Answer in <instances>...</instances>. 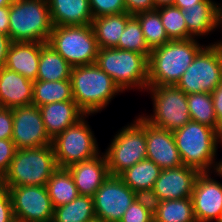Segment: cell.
Wrapping results in <instances>:
<instances>
[{
    "instance_id": "6da1fadb",
    "label": "cell",
    "mask_w": 222,
    "mask_h": 222,
    "mask_svg": "<svg viewBox=\"0 0 222 222\" xmlns=\"http://www.w3.org/2000/svg\"><path fill=\"white\" fill-rule=\"evenodd\" d=\"M206 46L198 39L170 40L151 50L148 86L176 85L196 55Z\"/></svg>"
},
{
    "instance_id": "7a4b0ae2",
    "label": "cell",
    "mask_w": 222,
    "mask_h": 222,
    "mask_svg": "<svg viewBox=\"0 0 222 222\" xmlns=\"http://www.w3.org/2000/svg\"><path fill=\"white\" fill-rule=\"evenodd\" d=\"M70 80L73 100L86 115L102 112L116 95L123 93L96 63L72 67Z\"/></svg>"
},
{
    "instance_id": "3957f363",
    "label": "cell",
    "mask_w": 222,
    "mask_h": 222,
    "mask_svg": "<svg viewBox=\"0 0 222 222\" xmlns=\"http://www.w3.org/2000/svg\"><path fill=\"white\" fill-rule=\"evenodd\" d=\"M182 164L200 173H211L217 159L218 140L216 129L190 120L173 132Z\"/></svg>"
},
{
    "instance_id": "277c9868",
    "label": "cell",
    "mask_w": 222,
    "mask_h": 222,
    "mask_svg": "<svg viewBox=\"0 0 222 222\" xmlns=\"http://www.w3.org/2000/svg\"><path fill=\"white\" fill-rule=\"evenodd\" d=\"M58 168L52 144L28 149H16L1 186H46Z\"/></svg>"
},
{
    "instance_id": "5b68a950",
    "label": "cell",
    "mask_w": 222,
    "mask_h": 222,
    "mask_svg": "<svg viewBox=\"0 0 222 222\" xmlns=\"http://www.w3.org/2000/svg\"><path fill=\"white\" fill-rule=\"evenodd\" d=\"M51 23L47 0H13L9 6V32L12 42L49 40Z\"/></svg>"
},
{
    "instance_id": "8992f818",
    "label": "cell",
    "mask_w": 222,
    "mask_h": 222,
    "mask_svg": "<svg viewBox=\"0 0 222 222\" xmlns=\"http://www.w3.org/2000/svg\"><path fill=\"white\" fill-rule=\"evenodd\" d=\"M97 66L106 72L126 92L148 87V59L134 51L118 48H99Z\"/></svg>"
},
{
    "instance_id": "52a82bcc",
    "label": "cell",
    "mask_w": 222,
    "mask_h": 222,
    "mask_svg": "<svg viewBox=\"0 0 222 222\" xmlns=\"http://www.w3.org/2000/svg\"><path fill=\"white\" fill-rule=\"evenodd\" d=\"M110 175H120L127 168L146 159L145 120L136 116L115 134L105 149Z\"/></svg>"
},
{
    "instance_id": "ba28073f",
    "label": "cell",
    "mask_w": 222,
    "mask_h": 222,
    "mask_svg": "<svg viewBox=\"0 0 222 222\" xmlns=\"http://www.w3.org/2000/svg\"><path fill=\"white\" fill-rule=\"evenodd\" d=\"M145 92L151 95L153 113L140 116L150 125L174 132L191 120L187 94L175 85L148 86Z\"/></svg>"
},
{
    "instance_id": "9c48e42d",
    "label": "cell",
    "mask_w": 222,
    "mask_h": 222,
    "mask_svg": "<svg viewBox=\"0 0 222 222\" xmlns=\"http://www.w3.org/2000/svg\"><path fill=\"white\" fill-rule=\"evenodd\" d=\"M47 43L72 67L96 63L99 47L92 24L53 26Z\"/></svg>"
},
{
    "instance_id": "30bf717a",
    "label": "cell",
    "mask_w": 222,
    "mask_h": 222,
    "mask_svg": "<svg viewBox=\"0 0 222 222\" xmlns=\"http://www.w3.org/2000/svg\"><path fill=\"white\" fill-rule=\"evenodd\" d=\"M222 82V43L207 44L194 58L175 85L187 95L212 93Z\"/></svg>"
},
{
    "instance_id": "8fae6325",
    "label": "cell",
    "mask_w": 222,
    "mask_h": 222,
    "mask_svg": "<svg viewBox=\"0 0 222 222\" xmlns=\"http://www.w3.org/2000/svg\"><path fill=\"white\" fill-rule=\"evenodd\" d=\"M85 115L52 140L59 168H67L77 162L92 159L101 153L97 138Z\"/></svg>"
},
{
    "instance_id": "7c38bea8",
    "label": "cell",
    "mask_w": 222,
    "mask_h": 222,
    "mask_svg": "<svg viewBox=\"0 0 222 222\" xmlns=\"http://www.w3.org/2000/svg\"><path fill=\"white\" fill-rule=\"evenodd\" d=\"M9 192L16 222H52L54 207L46 186H2Z\"/></svg>"
},
{
    "instance_id": "4fadbf2b",
    "label": "cell",
    "mask_w": 222,
    "mask_h": 222,
    "mask_svg": "<svg viewBox=\"0 0 222 222\" xmlns=\"http://www.w3.org/2000/svg\"><path fill=\"white\" fill-rule=\"evenodd\" d=\"M138 196L120 176L109 175L93 196L96 219L119 222Z\"/></svg>"
},
{
    "instance_id": "5bb4252c",
    "label": "cell",
    "mask_w": 222,
    "mask_h": 222,
    "mask_svg": "<svg viewBox=\"0 0 222 222\" xmlns=\"http://www.w3.org/2000/svg\"><path fill=\"white\" fill-rule=\"evenodd\" d=\"M13 135L11 140L16 149L37 148L52 144L47 135L40 109L27 105L12 109Z\"/></svg>"
},
{
    "instance_id": "9a60e30c",
    "label": "cell",
    "mask_w": 222,
    "mask_h": 222,
    "mask_svg": "<svg viewBox=\"0 0 222 222\" xmlns=\"http://www.w3.org/2000/svg\"><path fill=\"white\" fill-rule=\"evenodd\" d=\"M199 175V171L185 165L172 169H162L147 197L152 202L191 198Z\"/></svg>"
},
{
    "instance_id": "2e32d148",
    "label": "cell",
    "mask_w": 222,
    "mask_h": 222,
    "mask_svg": "<svg viewBox=\"0 0 222 222\" xmlns=\"http://www.w3.org/2000/svg\"><path fill=\"white\" fill-rule=\"evenodd\" d=\"M212 173H200L191 200L197 222H222V183Z\"/></svg>"
},
{
    "instance_id": "e0dca14e",
    "label": "cell",
    "mask_w": 222,
    "mask_h": 222,
    "mask_svg": "<svg viewBox=\"0 0 222 222\" xmlns=\"http://www.w3.org/2000/svg\"><path fill=\"white\" fill-rule=\"evenodd\" d=\"M145 137L147 159L152 160L161 169L183 165L173 132L157 128L145 121Z\"/></svg>"
},
{
    "instance_id": "ac0fdd59",
    "label": "cell",
    "mask_w": 222,
    "mask_h": 222,
    "mask_svg": "<svg viewBox=\"0 0 222 222\" xmlns=\"http://www.w3.org/2000/svg\"><path fill=\"white\" fill-rule=\"evenodd\" d=\"M67 169L73 177L78 194L91 197L110 175L104 152L92 159L72 164Z\"/></svg>"
},
{
    "instance_id": "d6986e66",
    "label": "cell",
    "mask_w": 222,
    "mask_h": 222,
    "mask_svg": "<svg viewBox=\"0 0 222 222\" xmlns=\"http://www.w3.org/2000/svg\"><path fill=\"white\" fill-rule=\"evenodd\" d=\"M219 4L214 0H203L197 3L196 6L186 7L183 10V17L188 30V39H205L208 34L221 28Z\"/></svg>"
},
{
    "instance_id": "ffe728a7",
    "label": "cell",
    "mask_w": 222,
    "mask_h": 222,
    "mask_svg": "<svg viewBox=\"0 0 222 222\" xmlns=\"http://www.w3.org/2000/svg\"><path fill=\"white\" fill-rule=\"evenodd\" d=\"M33 81L5 67L0 68V107L32 105Z\"/></svg>"
},
{
    "instance_id": "44dd1931",
    "label": "cell",
    "mask_w": 222,
    "mask_h": 222,
    "mask_svg": "<svg viewBox=\"0 0 222 222\" xmlns=\"http://www.w3.org/2000/svg\"><path fill=\"white\" fill-rule=\"evenodd\" d=\"M38 108L40 109L47 135L51 140L86 115L75 101L54 102Z\"/></svg>"
},
{
    "instance_id": "7402d4cb",
    "label": "cell",
    "mask_w": 222,
    "mask_h": 222,
    "mask_svg": "<svg viewBox=\"0 0 222 222\" xmlns=\"http://www.w3.org/2000/svg\"><path fill=\"white\" fill-rule=\"evenodd\" d=\"M41 42H12L6 55L5 68L36 81Z\"/></svg>"
},
{
    "instance_id": "603a6c76",
    "label": "cell",
    "mask_w": 222,
    "mask_h": 222,
    "mask_svg": "<svg viewBox=\"0 0 222 222\" xmlns=\"http://www.w3.org/2000/svg\"><path fill=\"white\" fill-rule=\"evenodd\" d=\"M53 26L92 24L89 0H47Z\"/></svg>"
},
{
    "instance_id": "cb8c5ba5",
    "label": "cell",
    "mask_w": 222,
    "mask_h": 222,
    "mask_svg": "<svg viewBox=\"0 0 222 222\" xmlns=\"http://www.w3.org/2000/svg\"><path fill=\"white\" fill-rule=\"evenodd\" d=\"M161 170L152 160L146 158L127 168L119 176L139 196H148Z\"/></svg>"
},
{
    "instance_id": "d4e9b609",
    "label": "cell",
    "mask_w": 222,
    "mask_h": 222,
    "mask_svg": "<svg viewBox=\"0 0 222 222\" xmlns=\"http://www.w3.org/2000/svg\"><path fill=\"white\" fill-rule=\"evenodd\" d=\"M133 15L126 12L93 18L92 27L99 48H115L127 21Z\"/></svg>"
},
{
    "instance_id": "484cf974",
    "label": "cell",
    "mask_w": 222,
    "mask_h": 222,
    "mask_svg": "<svg viewBox=\"0 0 222 222\" xmlns=\"http://www.w3.org/2000/svg\"><path fill=\"white\" fill-rule=\"evenodd\" d=\"M72 66L47 42L41 43L36 80L60 81L70 79Z\"/></svg>"
},
{
    "instance_id": "4316f807",
    "label": "cell",
    "mask_w": 222,
    "mask_h": 222,
    "mask_svg": "<svg viewBox=\"0 0 222 222\" xmlns=\"http://www.w3.org/2000/svg\"><path fill=\"white\" fill-rule=\"evenodd\" d=\"M154 222H197L191 198L153 202Z\"/></svg>"
},
{
    "instance_id": "83f0119b",
    "label": "cell",
    "mask_w": 222,
    "mask_h": 222,
    "mask_svg": "<svg viewBox=\"0 0 222 222\" xmlns=\"http://www.w3.org/2000/svg\"><path fill=\"white\" fill-rule=\"evenodd\" d=\"M54 208L73 201L79 194L73 177L67 168H57L46 183Z\"/></svg>"
},
{
    "instance_id": "f1b7e54d",
    "label": "cell",
    "mask_w": 222,
    "mask_h": 222,
    "mask_svg": "<svg viewBox=\"0 0 222 222\" xmlns=\"http://www.w3.org/2000/svg\"><path fill=\"white\" fill-rule=\"evenodd\" d=\"M74 101L71 80L33 81V105L37 107L54 102Z\"/></svg>"
},
{
    "instance_id": "f546056e",
    "label": "cell",
    "mask_w": 222,
    "mask_h": 222,
    "mask_svg": "<svg viewBox=\"0 0 222 222\" xmlns=\"http://www.w3.org/2000/svg\"><path fill=\"white\" fill-rule=\"evenodd\" d=\"M95 219L93 197L78 195L70 203L54 208L52 222H92Z\"/></svg>"
},
{
    "instance_id": "4dcf8cb0",
    "label": "cell",
    "mask_w": 222,
    "mask_h": 222,
    "mask_svg": "<svg viewBox=\"0 0 222 222\" xmlns=\"http://www.w3.org/2000/svg\"><path fill=\"white\" fill-rule=\"evenodd\" d=\"M134 16L140 22L145 41L151 50L170 41L165 32L158 9L143 11Z\"/></svg>"
},
{
    "instance_id": "1f68e13d",
    "label": "cell",
    "mask_w": 222,
    "mask_h": 222,
    "mask_svg": "<svg viewBox=\"0 0 222 222\" xmlns=\"http://www.w3.org/2000/svg\"><path fill=\"white\" fill-rule=\"evenodd\" d=\"M187 102L192 121L217 128L218 118L215 114L211 93L188 94Z\"/></svg>"
},
{
    "instance_id": "d6a6232c",
    "label": "cell",
    "mask_w": 222,
    "mask_h": 222,
    "mask_svg": "<svg viewBox=\"0 0 222 222\" xmlns=\"http://www.w3.org/2000/svg\"><path fill=\"white\" fill-rule=\"evenodd\" d=\"M115 48L138 52L149 58L151 49L145 41L141 24L134 15L127 21Z\"/></svg>"
},
{
    "instance_id": "836d02e7",
    "label": "cell",
    "mask_w": 222,
    "mask_h": 222,
    "mask_svg": "<svg viewBox=\"0 0 222 222\" xmlns=\"http://www.w3.org/2000/svg\"><path fill=\"white\" fill-rule=\"evenodd\" d=\"M165 32L170 40H187L188 30L183 11L174 5L158 8Z\"/></svg>"
},
{
    "instance_id": "e575fe53",
    "label": "cell",
    "mask_w": 222,
    "mask_h": 222,
    "mask_svg": "<svg viewBox=\"0 0 222 222\" xmlns=\"http://www.w3.org/2000/svg\"><path fill=\"white\" fill-rule=\"evenodd\" d=\"M119 222H154L153 202L147 196H138Z\"/></svg>"
},
{
    "instance_id": "d590c367",
    "label": "cell",
    "mask_w": 222,
    "mask_h": 222,
    "mask_svg": "<svg viewBox=\"0 0 222 222\" xmlns=\"http://www.w3.org/2000/svg\"><path fill=\"white\" fill-rule=\"evenodd\" d=\"M93 18L126 12L123 0H89Z\"/></svg>"
},
{
    "instance_id": "8d00e7d4",
    "label": "cell",
    "mask_w": 222,
    "mask_h": 222,
    "mask_svg": "<svg viewBox=\"0 0 222 222\" xmlns=\"http://www.w3.org/2000/svg\"><path fill=\"white\" fill-rule=\"evenodd\" d=\"M16 147L11 139H0V179L8 172Z\"/></svg>"
},
{
    "instance_id": "74e56055",
    "label": "cell",
    "mask_w": 222,
    "mask_h": 222,
    "mask_svg": "<svg viewBox=\"0 0 222 222\" xmlns=\"http://www.w3.org/2000/svg\"><path fill=\"white\" fill-rule=\"evenodd\" d=\"M0 222H15L9 192L2 186H0Z\"/></svg>"
},
{
    "instance_id": "f35d334b",
    "label": "cell",
    "mask_w": 222,
    "mask_h": 222,
    "mask_svg": "<svg viewBox=\"0 0 222 222\" xmlns=\"http://www.w3.org/2000/svg\"><path fill=\"white\" fill-rule=\"evenodd\" d=\"M13 135L12 109L0 107V139H11Z\"/></svg>"
},
{
    "instance_id": "ab89813d",
    "label": "cell",
    "mask_w": 222,
    "mask_h": 222,
    "mask_svg": "<svg viewBox=\"0 0 222 222\" xmlns=\"http://www.w3.org/2000/svg\"><path fill=\"white\" fill-rule=\"evenodd\" d=\"M126 8V13L135 15L143 11L155 10L153 0H123Z\"/></svg>"
},
{
    "instance_id": "60d3db41",
    "label": "cell",
    "mask_w": 222,
    "mask_h": 222,
    "mask_svg": "<svg viewBox=\"0 0 222 222\" xmlns=\"http://www.w3.org/2000/svg\"><path fill=\"white\" fill-rule=\"evenodd\" d=\"M216 117L219 119L222 116V82L211 93Z\"/></svg>"
},
{
    "instance_id": "b9f144b4",
    "label": "cell",
    "mask_w": 222,
    "mask_h": 222,
    "mask_svg": "<svg viewBox=\"0 0 222 222\" xmlns=\"http://www.w3.org/2000/svg\"><path fill=\"white\" fill-rule=\"evenodd\" d=\"M12 41L9 36L0 33V68L4 67L6 55Z\"/></svg>"
},
{
    "instance_id": "7bdbcfd3",
    "label": "cell",
    "mask_w": 222,
    "mask_h": 222,
    "mask_svg": "<svg viewBox=\"0 0 222 222\" xmlns=\"http://www.w3.org/2000/svg\"><path fill=\"white\" fill-rule=\"evenodd\" d=\"M9 6L0 7V33L8 36Z\"/></svg>"
},
{
    "instance_id": "ee69618b",
    "label": "cell",
    "mask_w": 222,
    "mask_h": 222,
    "mask_svg": "<svg viewBox=\"0 0 222 222\" xmlns=\"http://www.w3.org/2000/svg\"><path fill=\"white\" fill-rule=\"evenodd\" d=\"M202 1L203 0H175L173 5L183 11L186 7L196 6L197 3Z\"/></svg>"
},
{
    "instance_id": "f6af8a7d",
    "label": "cell",
    "mask_w": 222,
    "mask_h": 222,
    "mask_svg": "<svg viewBox=\"0 0 222 222\" xmlns=\"http://www.w3.org/2000/svg\"><path fill=\"white\" fill-rule=\"evenodd\" d=\"M211 173L214 174V177L217 176H219L220 178L222 177V159H219V161L217 160L214 161Z\"/></svg>"
},
{
    "instance_id": "bcb514c9",
    "label": "cell",
    "mask_w": 222,
    "mask_h": 222,
    "mask_svg": "<svg viewBox=\"0 0 222 222\" xmlns=\"http://www.w3.org/2000/svg\"><path fill=\"white\" fill-rule=\"evenodd\" d=\"M153 2L155 4V9H158L160 7L173 5L175 0H153Z\"/></svg>"
},
{
    "instance_id": "7dc6e473",
    "label": "cell",
    "mask_w": 222,
    "mask_h": 222,
    "mask_svg": "<svg viewBox=\"0 0 222 222\" xmlns=\"http://www.w3.org/2000/svg\"><path fill=\"white\" fill-rule=\"evenodd\" d=\"M216 133H217L218 140L222 143V116L218 119Z\"/></svg>"
},
{
    "instance_id": "c3c4849f",
    "label": "cell",
    "mask_w": 222,
    "mask_h": 222,
    "mask_svg": "<svg viewBox=\"0 0 222 222\" xmlns=\"http://www.w3.org/2000/svg\"><path fill=\"white\" fill-rule=\"evenodd\" d=\"M13 0H0V7L10 6Z\"/></svg>"
},
{
    "instance_id": "681fc988",
    "label": "cell",
    "mask_w": 222,
    "mask_h": 222,
    "mask_svg": "<svg viewBox=\"0 0 222 222\" xmlns=\"http://www.w3.org/2000/svg\"><path fill=\"white\" fill-rule=\"evenodd\" d=\"M219 7H220V11H221V28H222V5L219 4ZM220 43H222V40H220Z\"/></svg>"
},
{
    "instance_id": "f907efd6",
    "label": "cell",
    "mask_w": 222,
    "mask_h": 222,
    "mask_svg": "<svg viewBox=\"0 0 222 222\" xmlns=\"http://www.w3.org/2000/svg\"><path fill=\"white\" fill-rule=\"evenodd\" d=\"M92 222H103V221L98 220V219H95V220H93Z\"/></svg>"
}]
</instances>
